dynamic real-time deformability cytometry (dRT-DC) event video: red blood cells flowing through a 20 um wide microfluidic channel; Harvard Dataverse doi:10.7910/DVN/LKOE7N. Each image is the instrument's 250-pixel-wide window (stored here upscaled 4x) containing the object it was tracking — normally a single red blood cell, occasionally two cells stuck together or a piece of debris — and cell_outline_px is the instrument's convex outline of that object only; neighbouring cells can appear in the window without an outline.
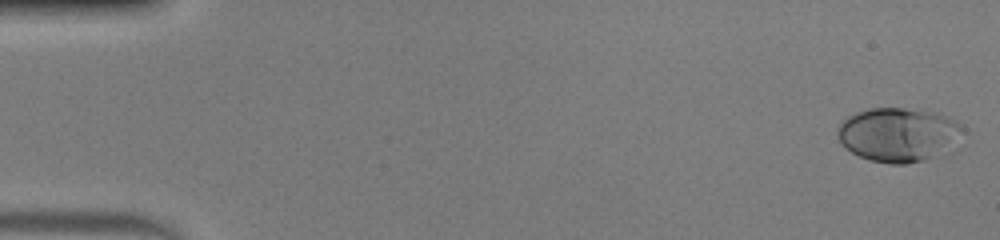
{"species": "human", "species_latin": "Homo sapiens", "temperature_condition": "warm", "stored_images_in_passage": 50, "camera_frame_rate_fps": 3000, "um_per_image_px": 0.085, "donor": {"sex": "male"}, "frame": {"image": 1, "passage_image": 1, "time_ms": 0.0, "image_size_px": [1000, 240], "cell_outline_px": [[964, 128], [936, 156], [924, 160], [908, 164], [892, 164], [868, 160], [844, 148], [836, 136], [836, 132], [840, 124], [848, 116], [856, 112], [868, 108], [904, 108], [932, 112], [956, 120]], "centroid_in_image_um": [76.24, 11.44], "position_along_channel_um": 8.8, "area_um2": 38.73}}
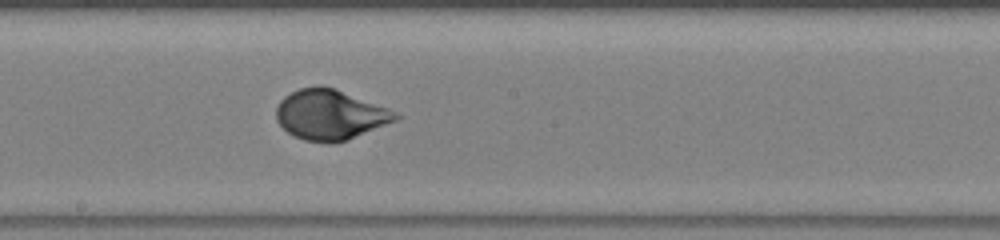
{"frame": {"image": 2, "passage_image": 28, "time_ms": 9.0, "image_size_px": [1000, 240], "cell_outline_px": [[400, 116], [396, 120], [348, 140], [328, 144], [304, 140], [288, 132], [276, 120], [276, 108], [280, 100], [284, 96], [300, 88], [320, 84], [336, 88], [388, 108], [396, 112]], "centroid_in_image_um": [28.05, 9.74], "position_along_channel_um": 220.2, "area_um2": 34.97}}
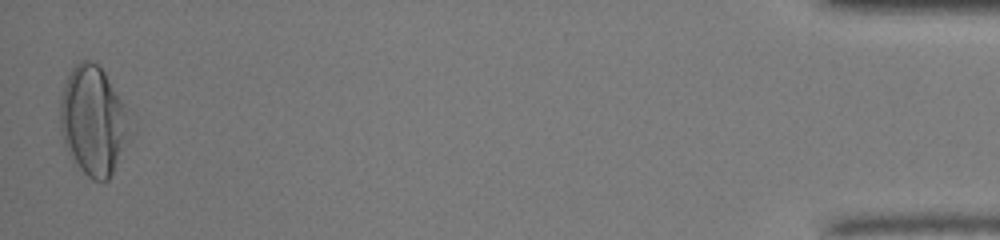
{"frame": {"image": 3, "passage_image": 50, "time_ms": 16.333, "image_size_px": [1000, 240], "cell_outline_px": [[124, 132], [112, 172], [108, 180], [92, 180], [76, 168], [68, 152], [60, 128], [60, 100], [64, 84], [72, 68], [80, 60], [92, 60], [104, 72], [124, 104]], "centroid_in_image_um": [7.78, 10.22], "position_along_channel_um": 427.4, "area_um2": 42.14}, "authors_computed_cell_mechanics": {"area_um2": 35.1424, "velocity_mm_per_s": 4.0517, "shape_relaxation_time_tau1_ms": 2.8714, "shape_relaxation_time_tau2_ms": null, "deformation_change_tau1": 0.1923, "deformation_change_tau2": null}}